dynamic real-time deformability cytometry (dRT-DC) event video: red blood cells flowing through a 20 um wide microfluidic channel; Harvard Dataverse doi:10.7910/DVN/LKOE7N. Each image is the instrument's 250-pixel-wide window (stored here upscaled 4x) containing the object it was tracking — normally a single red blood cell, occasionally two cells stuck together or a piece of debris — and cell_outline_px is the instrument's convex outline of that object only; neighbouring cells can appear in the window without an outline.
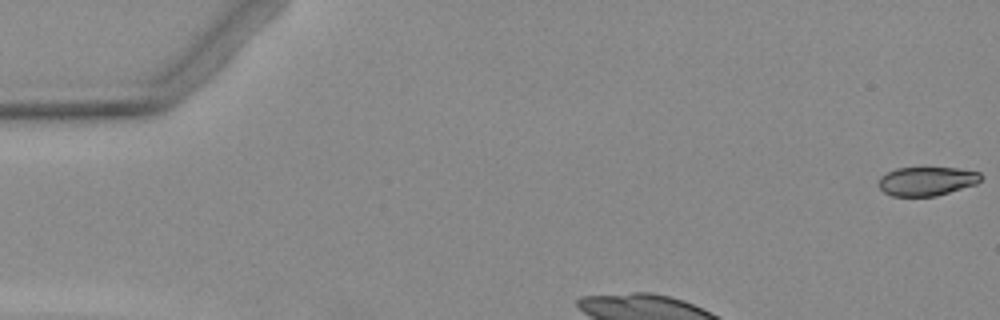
{"species": "Egyptian fruit bat (a non-hibernating species)", "species_latin": "Rousettus aegyptiacus", "temperature_condition": "warm", "stored_images_in_passage": 3, "camera_frame_rate_fps": 3000, "um_per_image_px": 0.085, "animal": {"sex": "female"}, "frame": {"image": 1, "passage_image": 1, "time_ms": 0.0, "image_size_px": [1000, 320], "cell_outline_px": [[984, 176], [976, 184], [936, 196], [892, 196], [884, 192], [880, 188], [880, 176], [896, 168], [956, 168], [980, 172]], "centroid_in_image_um": [78.8, 15.4], "position_along_channel_um": 6.2, "area_um2": 17.11}}